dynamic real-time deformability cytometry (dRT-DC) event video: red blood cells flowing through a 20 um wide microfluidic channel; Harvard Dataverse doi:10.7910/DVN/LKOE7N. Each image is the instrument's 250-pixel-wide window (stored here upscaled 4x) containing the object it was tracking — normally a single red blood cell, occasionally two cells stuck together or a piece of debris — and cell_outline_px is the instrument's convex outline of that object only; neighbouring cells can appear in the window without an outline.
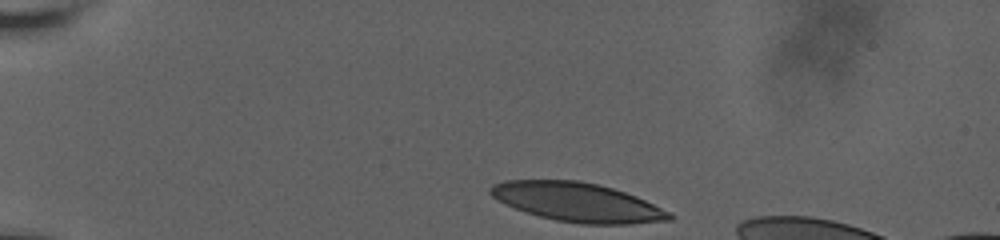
{"species": "human", "species_latin": "Homo sapiens", "temperature_condition": "room temperature", "stored_images_in_passage": 39, "camera_frame_rate_fps": 3000, "um_per_image_px": 0.085, "donor": {"sex": "male"}, "frame": {"image": 1, "passage_image": 1, "time_ms": 0.0, "image_size_px": [1000, 240], "cell_outline_px": [[676, 216], [672, 220], [628, 224], [580, 224], [556, 220], [524, 212], [504, 204], [492, 196], [488, 192], [488, 188], [492, 184], [504, 180], [580, 180], [612, 188], [636, 196]], "centroid_in_image_um": [49.02, 17.18], "position_along_channel_um": 36.0, "area_um2": 40.63}}
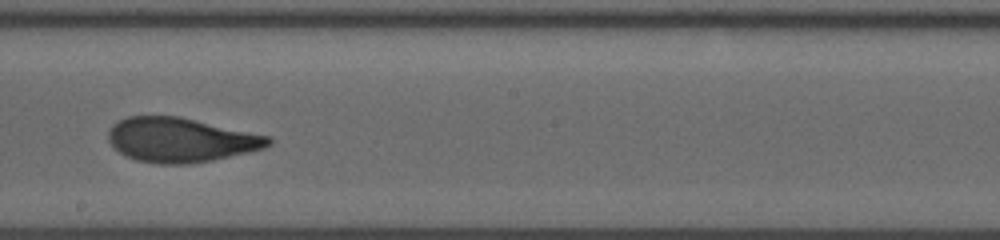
{"frame": {"image": 2, "passage_image": 23, "time_ms": 7.333, "image_size_px": [1000, 240], "cell_outline_px": [[272, 144], [264, 148], [248, 152], [212, 160], [188, 164], [160, 164], [136, 160], [124, 156], [108, 140], [108, 132], [112, 124], [128, 116], [180, 116], [272, 136]], "centroid_in_image_um": [15.38, 11.88], "position_along_channel_um": 232.8, "area_um2": 41.62}}
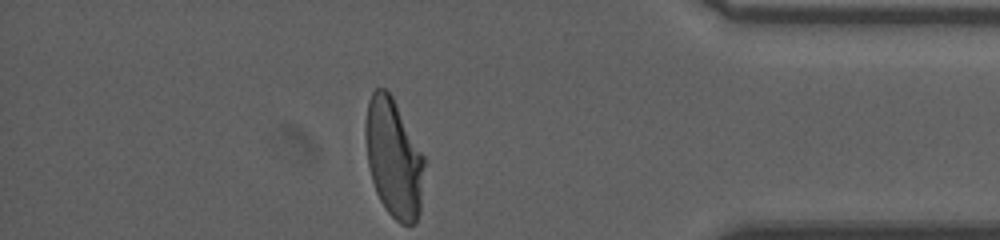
{"frame": {"image": 3, "passage_image": 39, "time_ms": 12.667, "image_size_px": [1000, 240], "cell_outline_px": [[424, 164], [420, 212], [416, 224], [400, 224], [384, 208], [376, 192], [372, 180], [368, 164], [364, 136], [364, 124], [368, 100], [372, 92], [376, 88], [384, 88], [392, 96], [424, 156]], "centroid_in_image_um": [33.44, 13.45], "position_along_channel_um": 401.8, "area_um2": 40.69}, "authors_computed_cell_mechanics": {"area_um2": 42.0784, "velocity_mm_per_s": 3.6526, "shape_relaxation_time_tau1_ms": 6.0237, "shape_relaxation_time_tau2_ms": 1.4958, "deformation_change_tau1": 0.2076, "deformation_change_tau2": 0.0835}}